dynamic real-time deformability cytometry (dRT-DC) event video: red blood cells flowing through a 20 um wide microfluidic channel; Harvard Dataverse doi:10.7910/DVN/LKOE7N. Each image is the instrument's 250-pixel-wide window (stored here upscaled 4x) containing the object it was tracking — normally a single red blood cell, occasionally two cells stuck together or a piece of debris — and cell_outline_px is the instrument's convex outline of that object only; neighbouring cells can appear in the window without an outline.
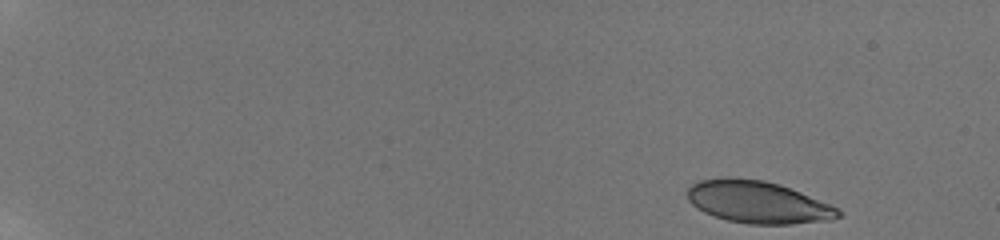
{"species": "human", "species_latin": "Homo sapiens", "temperature_condition": "room temperature", "stored_images_in_passage": 43, "camera_frame_rate_fps": 3000, "um_per_image_px": 0.085, "donor": {"sex": "male"}, "frame": {"image": 1, "passage_image": 1, "time_ms": 0.0, "image_size_px": [1000, 240], "cell_outline_px": [[844, 212], [840, 216], [832, 220], [792, 224], [748, 224], [728, 220], [704, 212], [696, 208], [688, 200], [688, 188], [692, 184], [700, 180], [728, 176], [764, 180], [800, 192], [828, 204]], "centroid_in_image_um": [64.4, 17.18], "position_along_channel_um": 20.6, "area_um2": 36.93}}
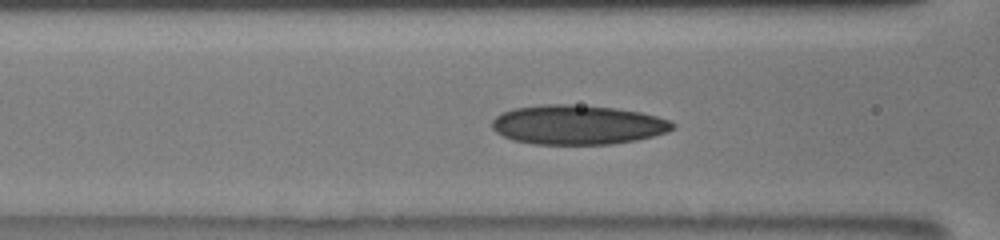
{"frame": {"image": 2, "passage_image": 17, "time_ms": 7.0, "image_size_px": [1000, 240], "cell_outline_px": [[676, 128], [652, 136], [636, 140], [612, 144], [532, 144], [512, 140], [496, 132], [492, 128], [492, 120], [496, 116], [512, 108], [544, 104], [572, 104], [616, 108], [640, 112], [656, 116], [668, 120], [676, 124]], "centroid_in_image_um": [49.08, 10.6], "position_along_channel_um": 117.5, "area_um2": 41.56}}
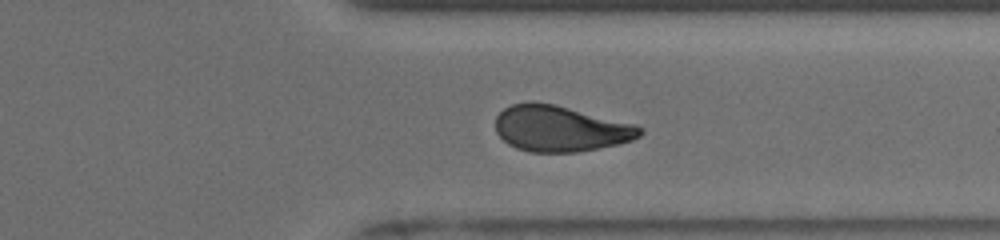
{"frame": {"image": 3, "passage_image": 33, "time_ms": 13.333, "image_size_px": [1000, 240], "cell_outline_px": [[644, 132], [640, 136], [632, 140], [620, 144], [576, 152], [532, 152], [516, 148], [508, 144], [496, 132], [496, 116], [504, 108], [512, 104], [532, 100], [552, 104], [636, 124], [644, 128]], "centroid_in_image_um": [47.63, 10.93], "position_along_channel_um": 363.8, "area_um2": 38.73}, "authors_computed_cell_mechanics": {"area_um2": 38.8416, "velocity_mm_per_s": 3.8942, "shape_relaxation_time_tau1_ms": 10.985, "shape_relaxation_time_tau2_ms": 2.2602, "deformation_change_tau1": 0.2474, "deformation_change_tau2": 0.0898}}